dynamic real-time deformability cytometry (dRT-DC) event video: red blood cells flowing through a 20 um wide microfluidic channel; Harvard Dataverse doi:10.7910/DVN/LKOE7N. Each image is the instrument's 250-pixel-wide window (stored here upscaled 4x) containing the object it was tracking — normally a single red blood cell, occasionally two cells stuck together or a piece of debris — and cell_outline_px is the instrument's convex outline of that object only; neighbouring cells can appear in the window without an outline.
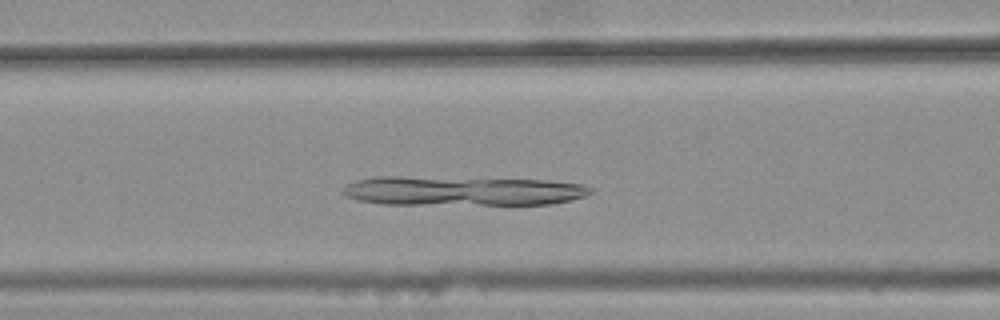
{"species": "common noctule bat (a hibernating species)", "species_latin": "Nyctalus noctula", "temperature_condition": "warm", "stored_images_in_passage": 39, "camera_frame_rate_fps": 3000, "um_per_image_px": 0.085, "animal": {"sex": "female", "body_mass_g": 25.1}, "frame": {"image": 1, "passage_image": 17, "time_ms": 5.333, "image_size_px": [1000, 320], "cell_outline_px": [[592, 192], [584, 196], [572, 200], [552, 204], [380, 204], [360, 200], [348, 196], [344, 192], [344, 188], [348, 184], [356, 180], [376, 176], [400, 176], [548, 180], [584, 184], [592, 188]], "centroid_in_image_um": [39.35, 16.22], "position_along_channel_um": 127.3, "area_um2": 42.48}}
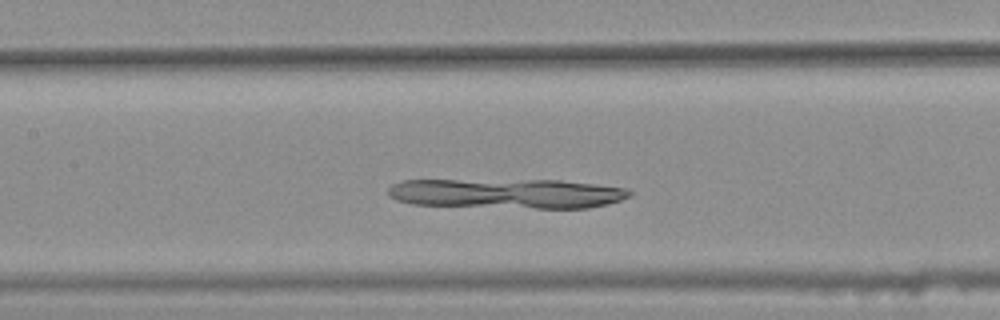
{"frame": {"image": 2, "passage_image": 20, "time_ms": 6.333, "image_size_px": [1000, 320], "cell_outline_px": [[632, 192], [628, 196], [620, 200], [608, 204], [588, 208], [536, 208], [412, 204], [396, 200], [388, 196], [388, 188], [392, 184], [404, 180], [560, 180], [596, 184], [628, 188]], "centroid_in_image_um": [43.09, 16.44], "position_along_channel_um": 164.3, "area_um2": 41.96}}